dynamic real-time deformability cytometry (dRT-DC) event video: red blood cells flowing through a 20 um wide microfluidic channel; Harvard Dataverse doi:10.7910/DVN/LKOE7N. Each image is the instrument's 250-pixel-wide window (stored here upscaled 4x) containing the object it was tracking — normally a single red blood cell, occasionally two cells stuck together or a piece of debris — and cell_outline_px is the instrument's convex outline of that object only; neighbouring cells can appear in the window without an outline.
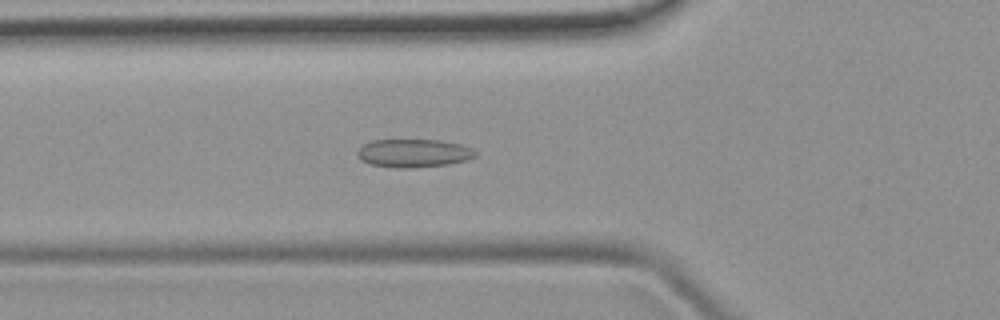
{"species": "common noctule bat (a hibernating species)", "species_latin": "Nyctalus noctula", "temperature_condition": "room temperature", "stored_images_in_passage": 48, "camera_frame_rate_fps": 3000, "um_per_image_px": 0.085, "animal": {"sex": "female", "body_mass_g": 19.9}, "frame": {"image": 1, "passage_image": 17, "time_ms": 5.333, "image_size_px": [1000, 320], "cell_outline_px": [[476, 156], [468, 160], [448, 164], [412, 168], [396, 168], [368, 164], [360, 160], [356, 152], [364, 144], [372, 140], [440, 140], [460, 144], [472, 148], [476, 152]], "centroid_in_image_um": [35.15, 13.02], "position_along_channel_um": 90.7, "area_um2": 19.54}}
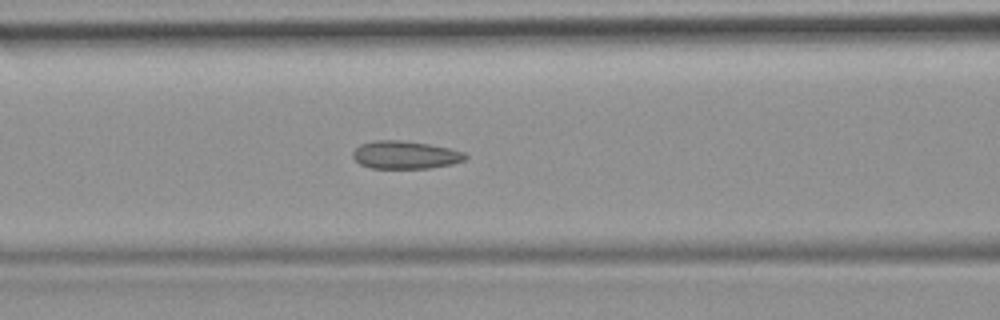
{"frame": {"image": 2, "passage_image": 20, "time_ms": 6.333, "image_size_px": [1000, 320], "cell_outline_px": [[468, 156], [464, 160], [452, 164], [428, 168], [372, 168], [360, 164], [352, 156], [352, 152], [360, 144], [376, 140], [400, 140], [428, 144], [448, 148], [464, 152]], "centroid_in_image_um": [34.43, 13.16], "position_along_channel_um": 132.2, "area_um2": 18.15}}
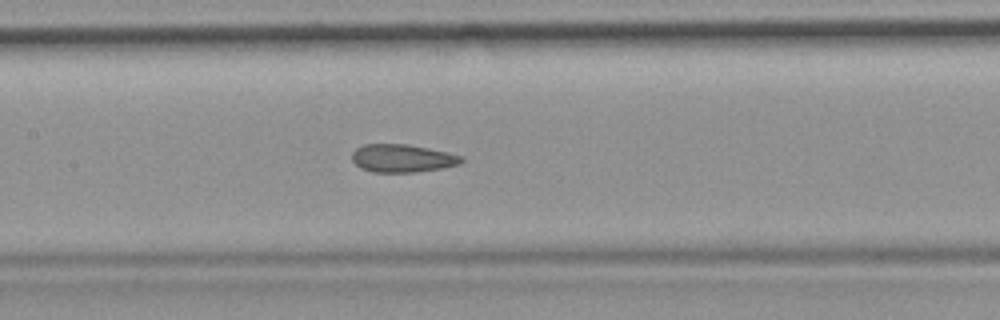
{"frame": {"image": 3, "passage_image": 23, "time_ms": 7.333, "image_size_px": [1000, 320], "cell_outline_px": [[464, 160], [460, 164], [440, 168], [416, 172], [372, 172], [360, 168], [352, 160], [352, 152], [356, 148], [364, 144], [408, 144], [448, 152], [464, 156]], "centroid_in_image_um": [34.2, 13.45], "position_along_channel_um": 173.2, "area_um2": 17.92}}